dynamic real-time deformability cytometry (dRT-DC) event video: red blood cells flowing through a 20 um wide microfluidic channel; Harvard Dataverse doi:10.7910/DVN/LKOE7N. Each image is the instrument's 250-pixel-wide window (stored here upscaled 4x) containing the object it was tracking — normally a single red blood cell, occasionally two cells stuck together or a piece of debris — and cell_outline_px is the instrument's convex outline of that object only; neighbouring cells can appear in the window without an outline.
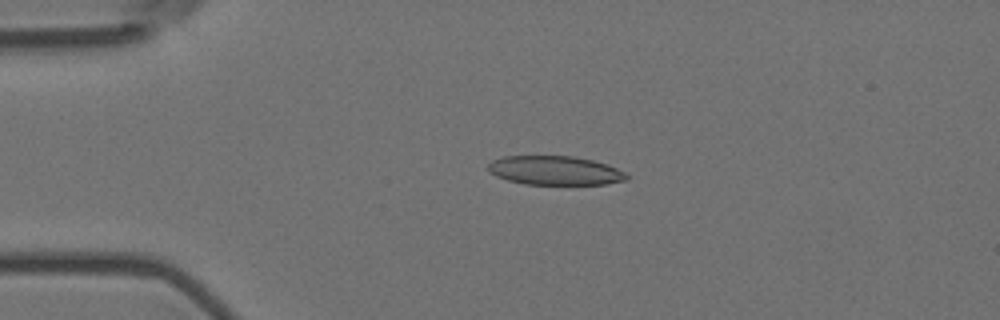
{"species": "Egyptian fruit bat (a non-hibernating species)", "species_latin": "Rousettus aegyptiacus", "temperature_condition": "room temperature", "stored_images_in_passage": 52, "camera_frame_rate_fps": 3000, "um_per_image_px": 0.085, "animal": {"sex": "female"}, "frame": {"image": 1, "passage_image": 9, "time_ms": 2.667, "image_size_px": [1000, 320], "cell_outline_px": [[628, 180], [604, 184], [524, 184], [508, 180], [496, 176], [488, 172], [488, 164], [492, 160], [504, 156], [572, 156], [592, 160], [608, 164], [624, 172], [628, 176]], "centroid_in_image_um": [47.16, 14.49], "position_along_channel_um": 37.8, "area_um2": 23.41}}
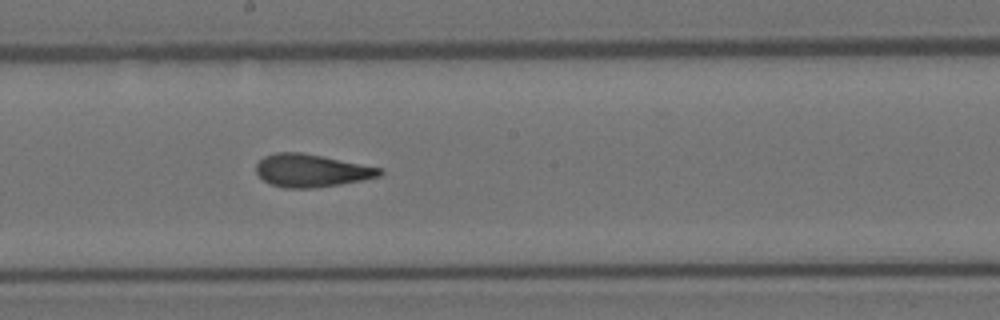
{"frame": {"image": 2, "passage_image": 27, "time_ms": 8.667, "image_size_px": [1000, 320], "cell_outline_px": [[384, 172], [380, 176], [364, 180], [340, 184], [312, 188], [284, 188], [268, 184], [256, 172], [256, 164], [264, 156], [276, 152], [300, 152], [380, 168]], "centroid_in_image_um": [26.43, 14.51], "position_along_channel_um": 221.8, "area_um2": 23.41}}
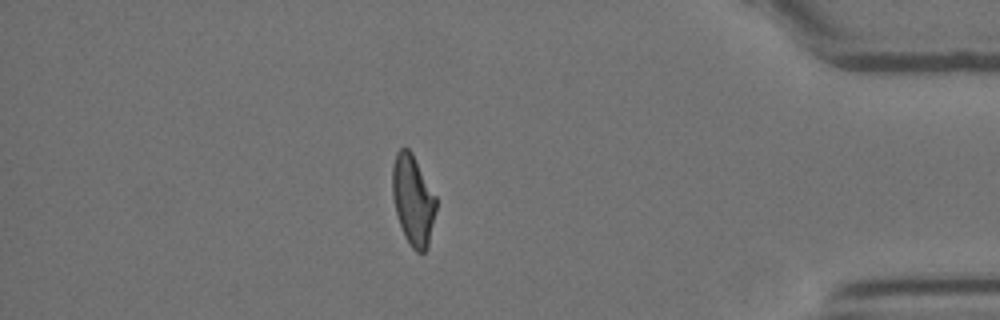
{"frame": {"image": 3, "passage_image": 45, "time_ms": 14.667, "image_size_px": [1000, 320], "cell_outline_px": [[436, 208], [428, 248], [424, 252], [416, 252], [412, 248], [404, 236], [396, 212], [392, 196], [392, 164], [396, 152], [400, 148], [408, 148], [412, 152], [436, 196]], "centroid_in_image_um": [35.1, 16.99], "position_along_channel_um": 400.1, "area_um2": 23.06}, "authors_computed_cell_mechanics": {"area_um2": 23.6691, "velocity_mm_per_s": 3.6023, "shape_relaxation_time_tau1_ms": null, "shape_relaxation_time_tau2_ms": 1.9174, "deformation_change_tau1": null, "deformation_change_tau2": 0.0997}}